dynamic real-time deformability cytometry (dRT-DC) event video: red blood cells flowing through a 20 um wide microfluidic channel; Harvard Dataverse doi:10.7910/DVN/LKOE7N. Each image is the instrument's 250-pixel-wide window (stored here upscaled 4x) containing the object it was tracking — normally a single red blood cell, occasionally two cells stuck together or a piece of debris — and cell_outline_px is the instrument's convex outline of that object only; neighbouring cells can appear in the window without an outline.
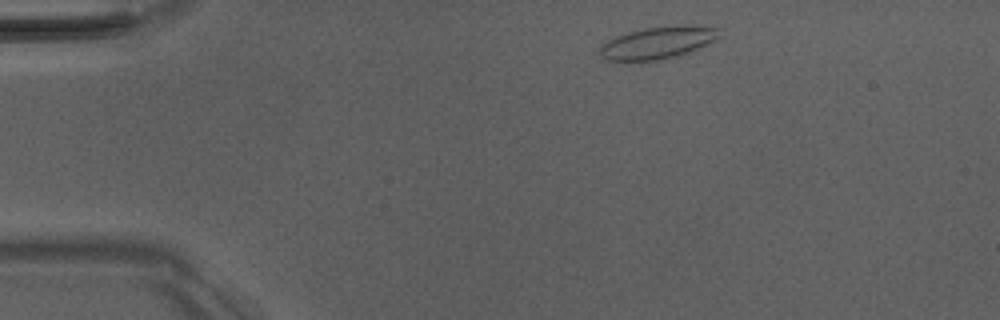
{"species": "Egyptian fruit bat (a non-hibernating species)", "species_latin": "Rousettus aegyptiacus", "temperature_condition": "room temperature", "stored_images_in_passage": 4, "camera_frame_rate_fps": 3000, "um_per_image_px": 0.085, "animal": {"sex": "male"}, "frame": {"image": 1, "passage_image": 1, "time_ms": 0.0, "image_size_px": [1000, 320], "cell_outline_px": [[720, 36], [716, 40], [700, 48], [664, 60], [604, 60], [600, 56], [600, 48], [608, 40], [616, 36], [628, 32], [644, 28], [676, 24], [692, 24], [720, 28]], "centroid_in_image_um": [55.99, 3.6], "position_along_channel_um": 29.0, "area_um2": 22.72}}